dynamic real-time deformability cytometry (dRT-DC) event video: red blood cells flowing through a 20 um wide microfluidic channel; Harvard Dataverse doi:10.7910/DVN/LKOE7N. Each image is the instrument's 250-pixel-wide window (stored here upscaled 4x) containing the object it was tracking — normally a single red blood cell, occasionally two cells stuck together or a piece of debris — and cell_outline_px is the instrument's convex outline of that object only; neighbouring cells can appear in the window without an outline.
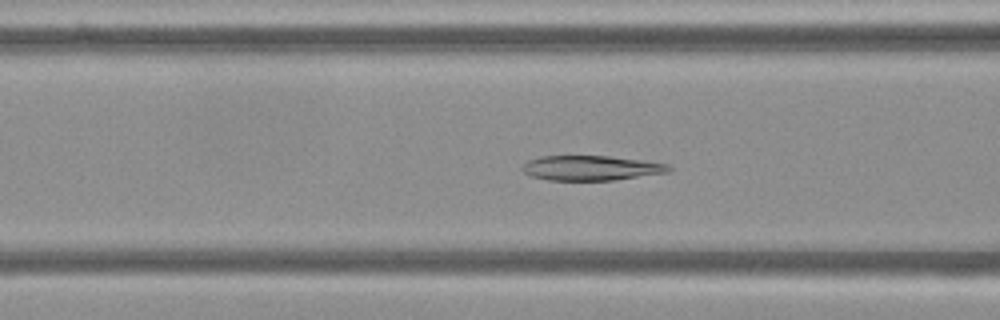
{"species": "Egyptian fruit bat (a non-hibernating species)", "species_latin": "Rousettus aegyptiacus", "temperature_condition": "cold", "stored_images_in_passage": 55, "camera_frame_rate_fps": 3000, "um_per_image_px": 0.085, "frame": {"image": 1, "passage_image": 21, "time_ms": 6.667, "image_size_px": [1000, 320], "cell_outline_px": [[672, 168], [668, 172], [612, 180], [548, 180], [532, 176], [524, 172], [520, 168], [528, 160], [540, 156], [608, 156], [640, 160], [668, 164]], "centroid_in_image_um": [50.2, 14.27], "position_along_channel_um": 116.4, "area_um2": 20.98}}
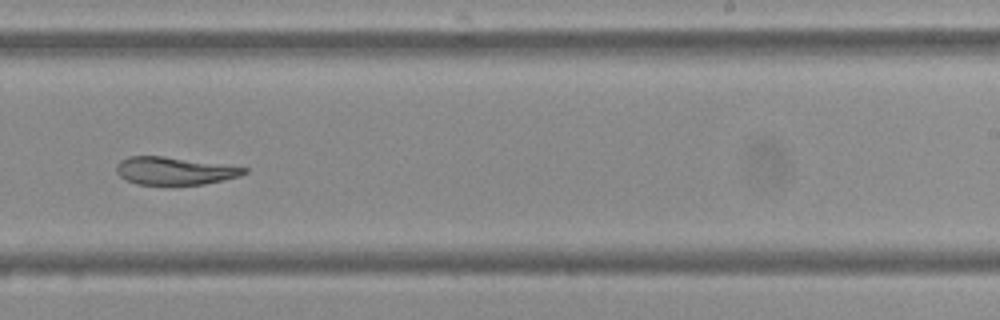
{"frame": {"image": 2, "passage_image": 34, "time_ms": 11.0, "image_size_px": [1000, 320], "cell_outline_px": [[248, 172], [240, 176], [204, 184], [136, 184], [120, 176], [116, 172], [116, 164], [120, 160], [128, 156], [164, 156], [248, 168]], "centroid_in_image_um": [14.81, 14.51], "position_along_channel_um": 274.2, "area_um2": 20.4}}
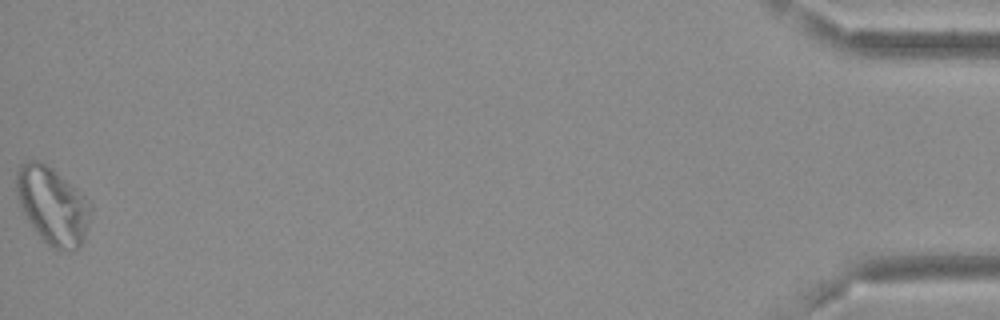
{"frame": {"image": 3, "passage_image": 55, "time_ms": 18.0, "image_size_px": [1000, 320], "cell_outline_px": [[92, 212], [80, 248], [56, 248], [48, 244], [32, 228], [20, 208], [16, 196], [16, 172], [20, 164], [24, 160], [36, 160], [52, 168], [76, 188], [92, 204]], "centroid_in_image_um": [4.44, 17.43], "position_along_channel_um": 430.8, "area_um2": 33.29}, "authors_computed_cell_mechanics": {"area_um2": 24.6228, "velocity_mm_per_s": 3.6394, "shape_relaxation_time_tau1_ms": 11.0824, "shape_relaxation_time_tau2_ms": 4.0881, "deformation_change_tau1": 0.2365, "deformation_change_tau2": 0.1015}}